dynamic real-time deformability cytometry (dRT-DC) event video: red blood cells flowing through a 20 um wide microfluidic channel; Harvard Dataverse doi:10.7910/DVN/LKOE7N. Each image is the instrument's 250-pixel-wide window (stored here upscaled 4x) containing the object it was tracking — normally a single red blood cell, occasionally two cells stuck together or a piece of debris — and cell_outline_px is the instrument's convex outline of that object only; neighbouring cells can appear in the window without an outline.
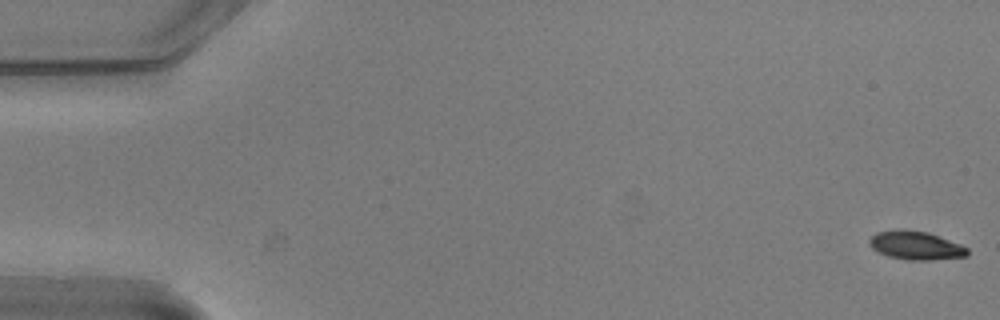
{"species": "common noctule bat (a hibernating species)", "species_latin": "Nyctalus noctula", "temperature_condition": "warm", "stored_images_in_passage": 56, "camera_frame_rate_fps": 3000, "um_per_image_px": 0.085, "animal": {"sex": "male", "body_mass_g": 20.5, "forearm_length_mm": 52.5}, "frame": {"image": 1, "passage_image": 1, "time_ms": 0.0, "image_size_px": [1000, 320], "cell_outline_px": [[968, 256], [932, 260], [908, 260], [888, 256], [876, 252], [868, 244], [868, 240], [876, 232], [896, 228], [904, 228], [928, 232], [960, 244], [968, 248]], "centroid_in_image_um": [77.79, 20.85], "position_along_channel_um": 7.2, "area_um2": 16.65}}
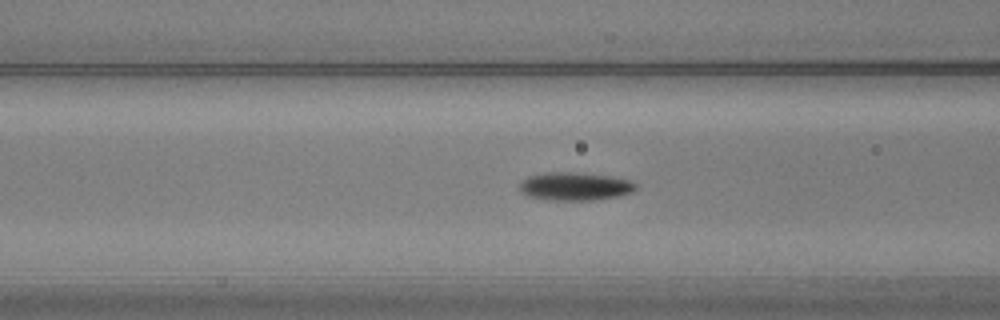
{"frame": {"image": 2, "passage_image": 22, "time_ms": 7.0, "image_size_px": [1000, 320], "cell_outline_px": [[636, 188], [632, 192], [616, 196], [592, 200], [552, 200], [532, 196], [524, 192], [520, 188], [520, 180], [528, 176], [544, 172], [576, 172], [612, 176], [632, 180], [636, 184]], "centroid_in_image_um": [48.9, 15.81], "position_along_channel_um": 117.7, "area_um2": 18.96}}
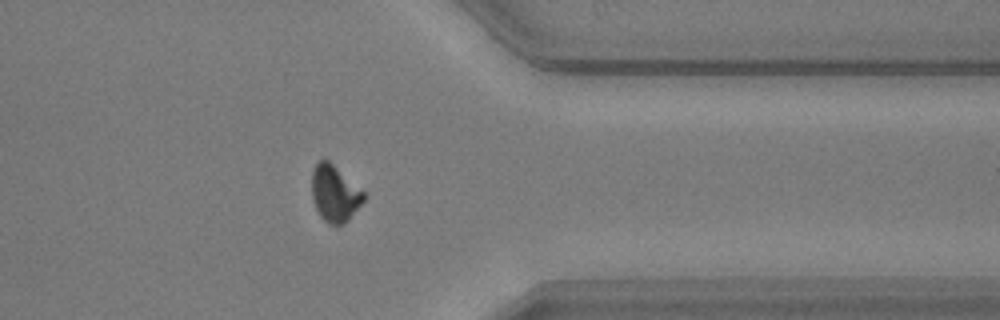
{"frame": {"image": 3, "passage_image": 44, "time_ms": 14.333, "image_size_px": [1000, 320], "cell_outline_px": [[364, 200], [348, 220], [344, 224], [328, 224], [320, 216], [312, 200], [312, 172], [316, 164], [320, 160], [328, 160], [364, 192]], "centroid_in_image_um": [28.43, 16.46], "position_along_channel_um": 383.0, "area_um2": 16.76}, "authors_computed_cell_mechanics": {"area_um2": 17.1666, "velocity_mm_per_s": 3.7446, "shape_relaxation_time_tau1_ms": 3.2964, "shape_relaxation_time_tau2_ms": 5.998, "deformation_change_tau1": 0.1207, "deformation_change_tau2": 0.1071}}